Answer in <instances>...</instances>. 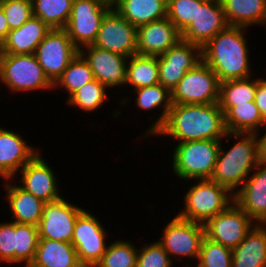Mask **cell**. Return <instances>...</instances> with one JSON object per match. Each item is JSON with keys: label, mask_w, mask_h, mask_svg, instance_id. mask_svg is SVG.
<instances>
[{"label": "cell", "mask_w": 266, "mask_h": 267, "mask_svg": "<svg viewBox=\"0 0 266 267\" xmlns=\"http://www.w3.org/2000/svg\"><path fill=\"white\" fill-rule=\"evenodd\" d=\"M112 7L136 28L167 17L162 0H116Z\"/></svg>", "instance_id": "obj_28"}, {"label": "cell", "mask_w": 266, "mask_h": 267, "mask_svg": "<svg viewBox=\"0 0 266 267\" xmlns=\"http://www.w3.org/2000/svg\"><path fill=\"white\" fill-rule=\"evenodd\" d=\"M226 131L230 133H256L266 124L255 101L230 107L224 113Z\"/></svg>", "instance_id": "obj_29"}, {"label": "cell", "mask_w": 266, "mask_h": 267, "mask_svg": "<svg viewBox=\"0 0 266 267\" xmlns=\"http://www.w3.org/2000/svg\"><path fill=\"white\" fill-rule=\"evenodd\" d=\"M32 267H82L77 252L69 242L39 238Z\"/></svg>", "instance_id": "obj_25"}, {"label": "cell", "mask_w": 266, "mask_h": 267, "mask_svg": "<svg viewBox=\"0 0 266 267\" xmlns=\"http://www.w3.org/2000/svg\"><path fill=\"white\" fill-rule=\"evenodd\" d=\"M94 79V74L88 62L78 53L63 71L62 76L56 81L54 88L55 91L56 88H64L69 93V99L79 88Z\"/></svg>", "instance_id": "obj_33"}, {"label": "cell", "mask_w": 266, "mask_h": 267, "mask_svg": "<svg viewBox=\"0 0 266 267\" xmlns=\"http://www.w3.org/2000/svg\"><path fill=\"white\" fill-rule=\"evenodd\" d=\"M173 262L164 248L154 241L139 247L136 267H171Z\"/></svg>", "instance_id": "obj_40"}, {"label": "cell", "mask_w": 266, "mask_h": 267, "mask_svg": "<svg viewBox=\"0 0 266 267\" xmlns=\"http://www.w3.org/2000/svg\"><path fill=\"white\" fill-rule=\"evenodd\" d=\"M2 181L4 190L7 192L6 198L12 221L38 226L45 202L26 192L18 184H14L13 179H6L5 182L2 179Z\"/></svg>", "instance_id": "obj_23"}, {"label": "cell", "mask_w": 266, "mask_h": 267, "mask_svg": "<svg viewBox=\"0 0 266 267\" xmlns=\"http://www.w3.org/2000/svg\"><path fill=\"white\" fill-rule=\"evenodd\" d=\"M10 31L18 29L33 16L31 0H0Z\"/></svg>", "instance_id": "obj_39"}, {"label": "cell", "mask_w": 266, "mask_h": 267, "mask_svg": "<svg viewBox=\"0 0 266 267\" xmlns=\"http://www.w3.org/2000/svg\"><path fill=\"white\" fill-rule=\"evenodd\" d=\"M112 5L103 0H73L71 14L64 30L80 50L95 42L100 24Z\"/></svg>", "instance_id": "obj_8"}, {"label": "cell", "mask_w": 266, "mask_h": 267, "mask_svg": "<svg viewBox=\"0 0 266 267\" xmlns=\"http://www.w3.org/2000/svg\"><path fill=\"white\" fill-rule=\"evenodd\" d=\"M162 1L168 4L170 0H162Z\"/></svg>", "instance_id": "obj_47"}, {"label": "cell", "mask_w": 266, "mask_h": 267, "mask_svg": "<svg viewBox=\"0 0 266 267\" xmlns=\"http://www.w3.org/2000/svg\"><path fill=\"white\" fill-rule=\"evenodd\" d=\"M135 92L136 105L141 110L151 111L161 108V113L158 115L157 120L144 131V137L154 136V134L164 125L169 110L172 107V93L171 91L163 87L161 84H156L147 87H140L132 90Z\"/></svg>", "instance_id": "obj_26"}, {"label": "cell", "mask_w": 266, "mask_h": 267, "mask_svg": "<svg viewBox=\"0 0 266 267\" xmlns=\"http://www.w3.org/2000/svg\"><path fill=\"white\" fill-rule=\"evenodd\" d=\"M38 240V226L16 222L15 264H30L33 261Z\"/></svg>", "instance_id": "obj_36"}, {"label": "cell", "mask_w": 266, "mask_h": 267, "mask_svg": "<svg viewBox=\"0 0 266 267\" xmlns=\"http://www.w3.org/2000/svg\"><path fill=\"white\" fill-rule=\"evenodd\" d=\"M247 28L228 25L203 48L202 60L209 65L220 82L250 77V50L244 36Z\"/></svg>", "instance_id": "obj_2"}, {"label": "cell", "mask_w": 266, "mask_h": 267, "mask_svg": "<svg viewBox=\"0 0 266 267\" xmlns=\"http://www.w3.org/2000/svg\"><path fill=\"white\" fill-rule=\"evenodd\" d=\"M197 0H170L167 4V18L182 33L196 18Z\"/></svg>", "instance_id": "obj_38"}, {"label": "cell", "mask_w": 266, "mask_h": 267, "mask_svg": "<svg viewBox=\"0 0 266 267\" xmlns=\"http://www.w3.org/2000/svg\"><path fill=\"white\" fill-rule=\"evenodd\" d=\"M78 53L79 49L64 29H51L37 46L35 55L49 80L55 84Z\"/></svg>", "instance_id": "obj_12"}, {"label": "cell", "mask_w": 266, "mask_h": 267, "mask_svg": "<svg viewBox=\"0 0 266 267\" xmlns=\"http://www.w3.org/2000/svg\"><path fill=\"white\" fill-rule=\"evenodd\" d=\"M79 53L88 62L95 79L107 88L125 85L127 57L93 45L82 47Z\"/></svg>", "instance_id": "obj_18"}, {"label": "cell", "mask_w": 266, "mask_h": 267, "mask_svg": "<svg viewBox=\"0 0 266 267\" xmlns=\"http://www.w3.org/2000/svg\"><path fill=\"white\" fill-rule=\"evenodd\" d=\"M23 266H24V267H32L31 264H25V265L23 264Z\"/></svg>", "instance_id": "obj_46"}, {"label": "cell", "mask_w": 266, "mask_h": 267, "mask_svg": "<svg viewBox=\"0 0 266 267\" xmlns=\"http://www.w3.org/2000/svg\"><path fill=\"white\" fill-rule=\"evenodd\" d=\"M228 25L266 28V0H220Z\"/></svg>", "instance_id": "obj_27"}, {"label": "cell", "mask_w": 266, "mask_h": 267, "mask_svg": "<svg viewBox=\"0 0 266 267\" xmlns=\"http://www.w3.org/2000/svg\"><path fill=\"white\" fill-rule=\"evenodd\" d=\"M159 83V66L157 56L135 54L128 58L125 86L137 89Z\"/></svg>", "instance_id": "obj_30"}, {"label": "cell", "mask_w": 266, "mask_h": 267, "mask_svg": "<svg viewBox=\"0 0 266 267\" xmlns=\"http://www.w3.org/2000/svg\"><path fill=\"white\" fill-rule=\"evenodd\" d=\"M232 267H266V224H256L232 249Z\"/></svg>", "instance_id": "obj_24"}, {"label": "cell", "mask_w": 266, "mask_h": 267, "mask_svg": "<svg viewBox=\"0 0 266 267\" xmlns=\"http://www.w3.org/2000/svg\"><path fill=\"white\" fill-rule=\"evenodd\" d=\"M158 243L174 258L187 257L193 261L199 258L200 247L205 237L204 225L178 217L172 218L162 229Z\"/></svg>", "instance_id": "obj_9"}, {"label": "cell", "mask_w": 266, "mask_h": 267, "mask_svg": "<svg viewBox=\"0 0 266 267\" xmlns=\"http://www.w3.org/2000/svg\"><path fill=\"white\" fill-rule=\"evenodd\" d=\"M37 153L38 150L31 147L18 132L0 127L1 179H14L21 168Z\"/></svg>", "instance_id": "obj_21"}, {"label": "cell", "mask_w": 266, "mask_h": 267, "mask_svg": "<svg viewBox=\"0 0 266 267\" xmlns=\"http://www.w3.org/2000/svg\"><path fill=\"white\" fill-rule=\"evenodd\" d=\"M196 263L199 267H232V249L204 237Z\"/></svg>", "instance_id": "obj_37"}, {"label": "cell", "mask_w": 266, "mask_h": 267, "mask_svg": "<svg viewBox=\"0 0 266 267\" xmlns=\"http://www.w3.org/2000/svg\"><path fill=\"white\" fill-rule=\"evenodd\" d=\"M258 77L234 79L220 82L219 106L223 113L230 107L255 100Z\"/></svg>", "instance_id": "obj_31"}, {"label": "cell", "mask_w": 266, "mask_h": 267, "mask_svg": "<svg viewBox=\"0 0 266 267\" xmlns=\"http://www.w3.org/2000/svg\"><path fill=\"white\" fill-rule=\"evenodd\" d=\"M16 222L0 223V262L15 264Z\"/></svg>", "instance_id": "obj_41"}, {"label": "cell", "mask_w": 266, "mask_h": 267, "mask_svg": "<svg viewBox=\"0 0 266 267\" xmlns=\"http://www.w3.org/2000/svg\"><path fill=\"white\" fill-rule=\"evenodd\" d=\"M257 223L235 202L204 224L205 237L235 248Z\"/></svg>", "instance_id": "obj_11"}, {"label": "cell", "mask_w": 266, "mask_h": 267, "mask_svg": "<svg viewBox=\"0 0 266 267\" xmlns=\"http://www.w3.org/2000/svg\"><path fill=\"white\" fill-rule=\"evenodd\" d=\"M220 81L203 60L173 89L172 104H213L219 101Z\"/></svg>", "instance_id": "obj_7"}, {"label": "cell", "mask_w": 266, "mask_h": 267, "mask_svg": "<svg viewBox=\"0 0 266 267\" xmlns=\"http://www.w3.org/2000/svg\"><path fill=\"white\" fill-rule=\"evenodd\" d=\"M10 32L7 18L4 14L2 7L0 6V47L6 40L8 33Z\"/></svg>", "instance_id": "obj_44"}, {"label": "cell", "mask_w": 266, "mask_h": 267, "mask_svg": "<svg viewBox=\"0 0 266 267\" xmlns=\"http://www.w3.org/2000/svg\"><path fill=\"white\" fill-rule=\"evenodd\" d=\"M234 202L256 223L266 224V163H258L234 194Z\"/></svg>", "instance_id": "obj_20"}, {"label": "cell", "mask_w": 266, "mask_h": 267, "mask_svg": "<svg viewBox=\"0 0 266 267\" xmlns=\"http://www.w3.org/2000/svg\"><path fill=\"white\" fill-rule=\"evenodd\" d=\"M83 210L63 197L44 203L38 224L39 238L71 243L77 217Z\"/></svg>", "instance_id": "obj_15"}, {"label": "cell", "mask_w": 266, "mask_h": 267, "mask_svg": "<svg viewBox=\"0 0 266 267\" xmlns=\"http://www.w3.org/2000/svg\"><path fill=\"white\" fill-rule=\"evenodd\" d=\"M228 26L220 1L197 0L196 18L181 33L182 40L203 48Z\"/></svg>", "instance_id": "obj_17"}, {"label": "cell", "mask_w": 266, "mask_h": 267, "mask_svg": "<svg viewBox=\"0 0 266 267\" xmlns=\"http://www.w3.org/2000/svg\"><path fill=\"white\" fill-rule=\"evenodd\" d=\"M181 39V32L167 17L144 24L137 28V54L163 55Z\"/></svg>", "instance_id": "obj_19"}, {"label": "cell", "mask_w": 266, "mask_h": 267, "mask_svg": "<svg viewBox=\"0 0 266 267\" xmlns=\"http://www.w3.org/2000/svg\"><path fill=\"white\" fill-rule=\"evenodd\" d=\"M198 181L186 191L183 197L185 207L177 216L204 225L234 202V194L210 179Z\"/></svg>", "instance_id": "obj_5"}, {"label": "cell", "mask_w": 266, "mask_h": 267, "mask_svg": "<svg viewBox=\"0 0 266 267\" xmlns=\"http://www.w3.org/2000/svg\"><path fill=\"white\" fill-rule=\"evenodd\" d=\"M93 46L129 58L137 54V28L112 7L101 21Z\"/></svg>", "instance_id": "obj_13"}, {"label": "cell", "mask_w": 266, "mask_h": 267, "mask_svg": "<svg viewBox=\"0 0 266 267\" xmlns=\"http://www.w3.org/2000/svg\"><path fill=\"white\" fill-rule=\"evenodd\" d=\"M157 58L159 84L172 92L186 72L202 61V48L181 39Z\"/></svg>", "instance_id": "obj_14"}, {"label": "cell", "mask_w": 266, "mask_h": 267, "mask_svg": "<svg viewBox=\"0 0 266 267\" xmlns=\"http://www.w3.org/2000/svg\"><path fill=\"white\" fill-rule=\"evenodd\" d=\"M107 87L100 83L98 80L94 79L83 87L79 88L68 100H66L67 105L70 107H78L82 111L96 112L100 109L108 97Z\"/></svg>", "instance_id": "obj_34"}, {"label": "cell", "mask_w": 266, "mask_h": 267, "mask_svg": "<svg viewBox=\"0 0 266 267\" xmlns=\"http://www.w3.org/2000/svg\"><path fill=\"white\" fill-rule=\"evenodd\" d=\"M131 241L117 240L107 246L95 267H136L138 247Z\"/></svg>", "instance_id": "obj_35"}, {"label": "cell", "mask_w": 266, "mask_h": 267, "mask_svg": "<svg viewBox=\"0 0 266 267\" xmlns=\"http://www.w3.org/2000/svg\"><path fill=\"white\" fill-rule=\"evenodd\" d=\"M0 82L10 92L54 89L35 54H0Z\"/></svg>", "instance_id": "obj_6"}, {"label": "cell", "mask_w": 266, "mask_h": 267, "mask_svg": "<svg viewBox=\"0 0 266 267\" xmlns=\"http://www.w3.org/2000/svg\"><path fill=\"white\" fill-rule=\"evenodd\" d=\"M51 28L32 16L18 29L11 30L0 47V54H35L37 46Z\"/></svg>", "instance_id": "obj_22"}, {"label": "cell", "mask_w": 266, "mask_h": 267, "mask_svg": "<svg viewBox=\"0 0 266 267\" xmlns=\"http://www.w3.org/2000/svg\"><path fill=\"white\" fill-rule=\"evenodd\" d=\"M227 133L219 103L172 104L164 125L154 134L177 139V143L221 140Z\"/></svg>", "instance_id": "obj_1"}, {"label": "cell", "mask_w": 266, "mask_h": 267, "mask_svg": "<svg viewBox=\"0 0 266 267\" xmlns=\"http://www.w3.org/2000/svg\"><path fill=\"white\" fill-rule=\"evenodd\" d=\"M19 174L21 180H18V186L43 202H53L62 198L56 173L39 152L21 168Z\"/></svg>", "instance_id": "obj_16"}, {"label": "cell", "mask_w": 266, "mask_h": 267, "mask_svg": "<svg viewBox=\"0 0 266 267\" xmlns=\"http://www.w3.org/2000/svg\"><path fill=\"white\" fill-rule=\"evenodd\" d=\"M85 209L78 215L73 236L78 259L83 266L95 267L107 248L108 232L95 215Z\"/></svg>", "instance_id": "obj_10"}, {"label": "cell", "mask_w": 266, "mask_h": 267, "mask_svg": "<svg viewBox=\"0 0 266 267\" xmlns=\"http://www.w3.org/2000/svg\"><path fill=\"white\" fill-rule=\"evenodd\" d=\"M33 16L51 29H64L68 23L73 0H31Z\"/></svg>", "instance_id": "obj_32"}, {"label": "cell", "mask_w": 266, "mask_h": 267, "mask_svg": "<svg viewBox=\"0 0 266 267\" xmlns=\"http://www.w3.org/2000/svg\"><path fill=\"white\" fill-rule=\"evenodd\" d=\"M106 3H109L110 5H113L116 0H103Z\"/></svg>", "instance_id": "obj_45"}, {"label": "cell", "mask_w": 266, "mask_h": 267, "mask_svg": "<svg viewBox=\"0 0 266 267\" xmlns=\"http://www.w3.org/2000/svg\"><path fill=\"white\" fill-rule=\"evenodd\" d=\"M255 104L260 114L266 121V79L258 78V86L255 93Z\"/></svg>", "instance_id": "obj_42"}, {"label": "cell", "mask_w": 266, "mask_h": 267, "mask_svg": "<svg viewBox=\"0 0 266 267\" xmlns=\"http://www.w3.org/2000/svg\"><path fill=\"white\" fill-rule=\"evenodd\" d=\"M222 143V139L177 143L172 153L174 176L186 181L210 179Z\"/></svg>", "instance_id": "obj_4"}, {"label": "cell", "mask_w": 266, "mask_h": 267, "mask_svg": "<svg viewBox=\"0 0 266 267\" xmlns=\"http://www.w3.org/2000/svg\"><path fill=\"white\" fill-rule=\"evenodd\" d=\"M230 137L236 142L228 151H224L223 144L220 146L210 180L235 194L259 163L258 140L255 133L227 132L223 138L228 142Z\"/></svg>", "instance_id": "obj_3"}, {"label": "cell", "mask_w": 266, "mask_h": 267, "mask_svg": "<svg viewBox=\"0 0 266 267\" xmlns=\"http://www.w3.org/2000/svg\"><path fill=\"white\" fill-rule=\"evenodd\" d=\"M265 126L266 124L264 125V127ZM264 132L265 133H263L262 136H260V131L255 133L258 140V159L261 163H266V129L264 130Z\"/></svg>", "instance_id": "obj_43"}]
</instances>
